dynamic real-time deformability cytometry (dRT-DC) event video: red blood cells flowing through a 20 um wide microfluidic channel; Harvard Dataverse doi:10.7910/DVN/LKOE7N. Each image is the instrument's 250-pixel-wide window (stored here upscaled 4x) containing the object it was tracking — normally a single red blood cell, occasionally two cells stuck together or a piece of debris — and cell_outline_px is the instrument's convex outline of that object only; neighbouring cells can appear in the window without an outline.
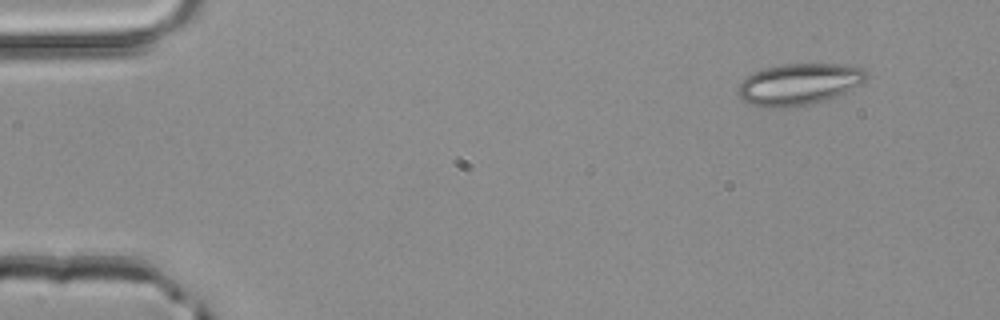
{"species": "common noctule bat (a hibernating species)", "species_latin": "Nyctalus noctula", "temperature_condition": "room temperature", "stored_images_in_passage": 3, "camera_frame_rate_fps": 3000, "um_per_image_px": 0.085, "animal": {"sex": "male", "body_mass_g": 20.4}, "frame": {"image": 1, "passage_image": 1, "time_ms": 0.0, "image_size_px": [1000, 320], "cell_outline_px": [[868, 76], [864, 84], [824, 100], [812, 104], [796, 108], [780, 108], [748, 104], [736, 92], [740, 84], [752, 72], [764, 68], [780, 64], [836, 64], [864, 68], [868, 72]], "centroid_in_image_um": [67.93, 7.16], "position_along_channel_um": 17.1, "area_um2": 31.21}}